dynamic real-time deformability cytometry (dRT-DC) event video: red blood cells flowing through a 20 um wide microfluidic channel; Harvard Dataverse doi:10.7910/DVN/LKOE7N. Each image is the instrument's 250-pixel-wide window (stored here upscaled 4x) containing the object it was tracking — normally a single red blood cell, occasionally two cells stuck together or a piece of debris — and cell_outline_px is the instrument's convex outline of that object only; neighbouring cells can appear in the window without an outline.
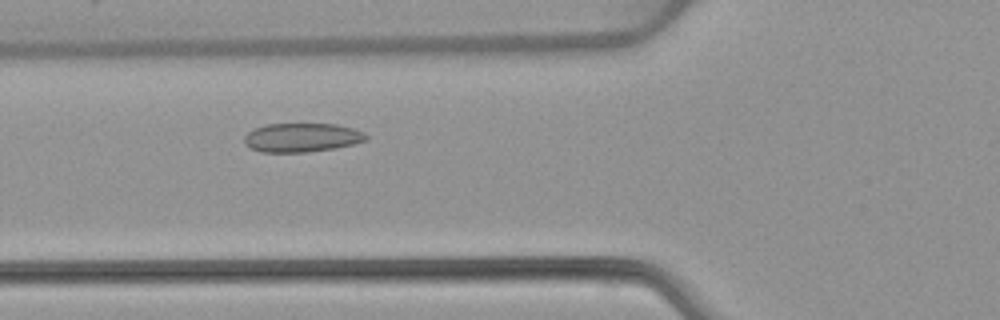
{"species": "common noctule bat (a hibernating species)", "species_latin": "Nyctalus noctula", "temperature_condition": "warm", "stored_images_in_passage": 40, "camera_frame_rate_fps": 3000, "um_per_image_px": 0.085, "animal": {"sex": "female", "body_mass_g": 22.7, "forearm_length_mm": 54.2}, "frame": {"image": 1, "passage_image": 7, "time_ms": 2.0, "image_size_px": [1000, 320], "cell_outline_px": [[368, 140], [336, 148], [308, 152], [260, 152], [244, 144], [244, 136], [248, 132], [264, 124], [336, 124], [352, 128], [364, 132], [368, 136]], "centroid_in_image_um": [25.66, 11.69], "position_along_channel_um": 100.1, "area_um2": 20.58}}
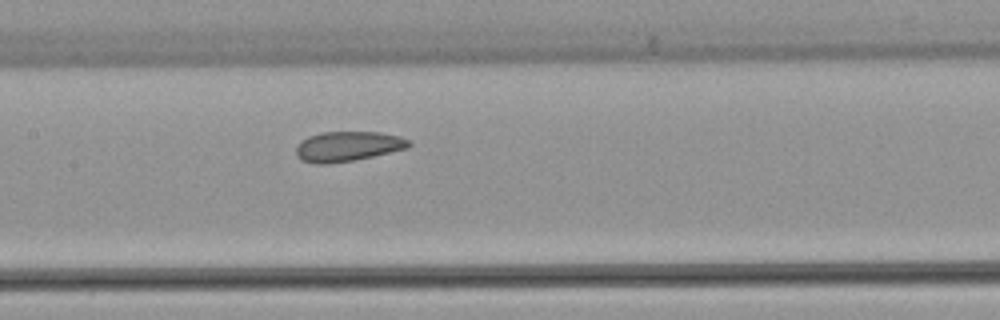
{"frame": {"image": 2, "passage_image": 13, "time_ms": 4.0, "image_size_px": [1000, 320], "cell_outline_px": [[412, 144], [408, 148], [372, 156], [352, 160], [328, 164], [316, 164], [300, 160], [296, 156], [296, 148], [300, 140], [308, 136], [320, 132], [380, 132], [400, 136], [408, 140]], "centroid_in_image_um": [29.52, 12.43], "position_along_channel_um": 177.9, "area_um2": 19.77}}
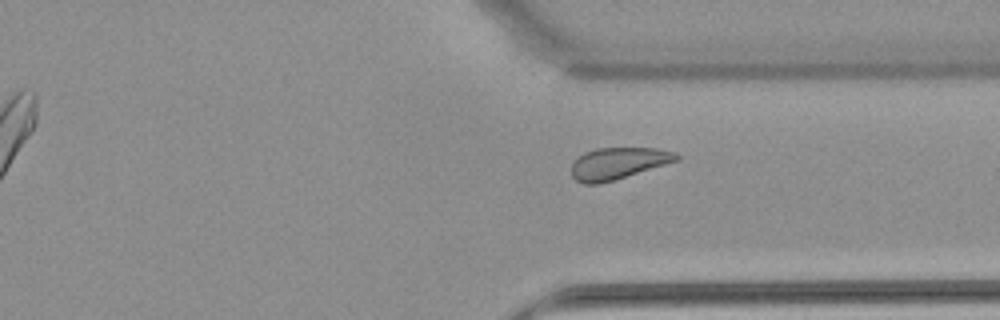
{"frame": {"image": 3, "passage_image": 27, "time_ms": 8.667, "image_size_px": [1000, 320], "cell_outline_px": [[680, 160], [616, 180], [600, 184], [584, 184], [576, 180], [572, 176], [572, 164], [584, 152], [596, 148], [656, 148], [672, 152], [680, 156]], "centroid_in_image_um": [52.55, 13.9], "position_along_channel_um": 358.9, "area_um2": 19.48}, "authors_computed_cell_mechanics": {"area_um2": 20.3745, "velocity_mm_per_s": 3.8816, "shape_relaxation_time_tau1_ms": null, "shape_relaxation_time_tau2_ms": 1.9815, "deformation_change_tau1": null, "deformation_change_tau2": 0.0803}}